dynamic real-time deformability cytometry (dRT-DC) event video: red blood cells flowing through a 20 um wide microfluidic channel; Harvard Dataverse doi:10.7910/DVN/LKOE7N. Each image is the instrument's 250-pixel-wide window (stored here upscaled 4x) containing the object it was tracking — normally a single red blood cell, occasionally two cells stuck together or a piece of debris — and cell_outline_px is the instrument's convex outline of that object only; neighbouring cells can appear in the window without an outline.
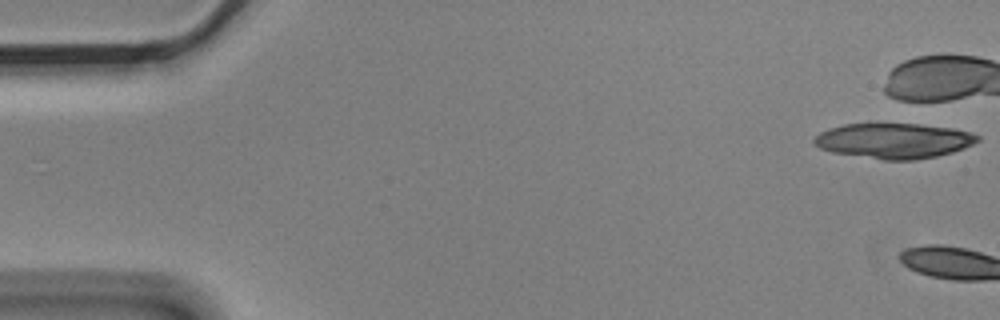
{"species": "Egyptian fruit bat (a non-hibernating species)", "species_latin": "Rousettus aegyptiacus", "temperature_condition": "cold", "stored_images_in_passage": 7, "camera_frame_rate_fps": 3000, "um_per_image_px": 0.085, "animal": {"sex": "male"}, "frame": {"image": 1, "passage_image": 1, "time_ms": 0.0, "image_size_px": [1000, 320], "cell_outline_px": [[980, 140], [964, 148], [952, 152], [936, 156], [916, 160], [884, 160], [832, 152], [820, 148], [812, 140], [820, 132], [828, 128], [844, 124], [876, 120], [920, 124], [952, 128], [968, 132], [980, 136]], "centroid_in_image_um": [75.94, 11.92], "position_along_channel_um": 9.1, "area_um2": 34.51}}